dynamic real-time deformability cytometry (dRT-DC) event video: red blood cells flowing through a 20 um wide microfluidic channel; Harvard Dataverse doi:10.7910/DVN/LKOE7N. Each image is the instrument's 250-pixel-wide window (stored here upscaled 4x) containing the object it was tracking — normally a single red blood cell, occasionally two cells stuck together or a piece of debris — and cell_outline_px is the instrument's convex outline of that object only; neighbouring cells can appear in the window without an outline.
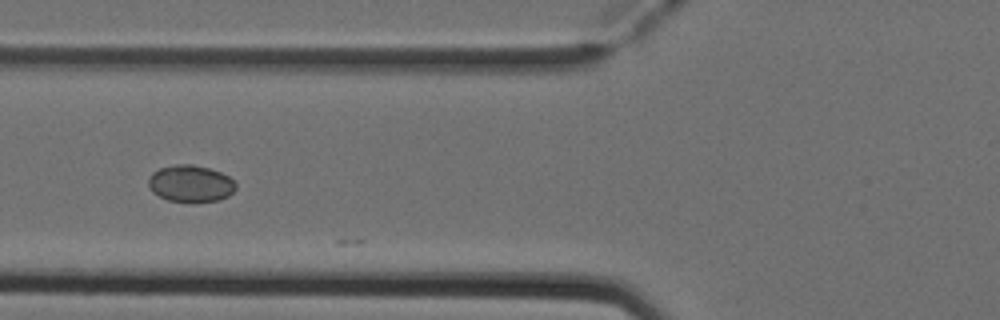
{"species": "Egyptian fruit bat (a non-hibernating species)", "species_latin": "Rousettus aegyptiacus", "temperature_condition": "cold", "stored_images_in_passage": 4, "camera_frame_rate_fps": 3000, "um_per_image_px": 0.085, "animal": {"sex": "female"}, "frame": {"image": 1, "passage_image": 2, "time_ms": 0.333, "image_size_px": [1000, 320], "cell_outline_px": [[236, 188], [228, 196], [220, 200], [168, 200], [152, 192], [148, 184], [148, 180], [152, 172], [160, 168], [176, 164], [192, 164], [208, 168], [220, 172], [228, 176], [236, 184]], "centroid_in_image_um": [16.19, 15.57], "position_along_channel_um": 109.6, "area_um2": 18.32}}